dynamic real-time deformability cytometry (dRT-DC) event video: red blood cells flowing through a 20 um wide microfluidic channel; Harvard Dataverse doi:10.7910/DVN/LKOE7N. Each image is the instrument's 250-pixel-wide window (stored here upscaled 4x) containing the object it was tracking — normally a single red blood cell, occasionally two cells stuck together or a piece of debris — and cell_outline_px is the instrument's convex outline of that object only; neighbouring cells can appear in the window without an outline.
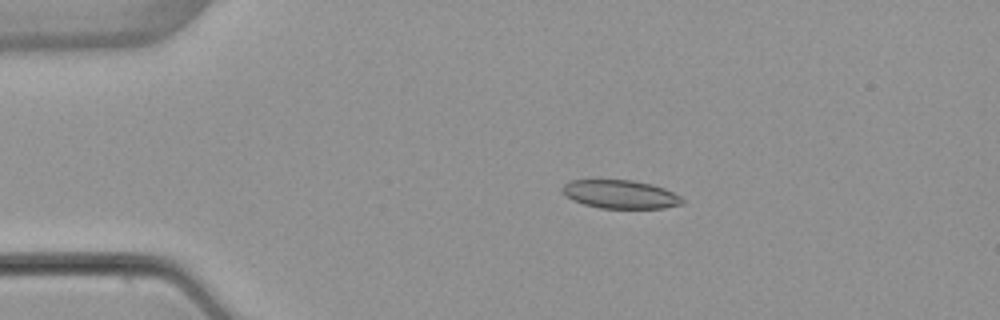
{"species": "common noctule bat (a hibernating species)", "species_latin": "Nyctalus noctula", "temperature_condition": "warm", "stored_images_in_passage": 5, "camera_frame_rate_fps": 3000, "um_per_image_px": 0.085, "animal": {"sex": "female", "body_mass_g": 22.7, "forearm_length_mm": 54.2}, "frame": {"image": 1, "passage_image": 2, "time_ms": 1.333, "image_size_px": [1000, 320], "cell_outline_px": [[684, 204], [664, 208], [600, 208], [584, 204], [572, 200], [560, 188], [564, 184], [572, 180], [632, 180], [652, 184], [664, 188], [680, 196], [684, 200]], "centroid_in_image_um": [52.75, 16.51], "position_along_channel_um": 32.2, "area_um2": 19.83}}
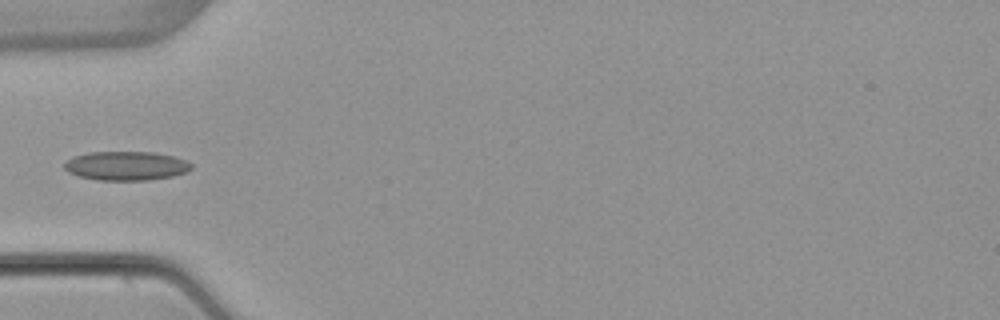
{"frame": {"image": 2, "passage_image": 4, "time_ms": 3.667, "image_size_px": [1000, 320], "cell_outline_px": [[192, 168], [188, 172], [172, 176], [148, 180], [96, 180], [80, 176], [68, 172], [64, 168], [64, 164], [72, 156], [88, 152], [156, 152], [172, 156], [184, 160], [192, 164]], "centroid_in_image_um": [10.72, 14.09], "position_along_channel_um": 74.3, "area_um2": 21.5}}
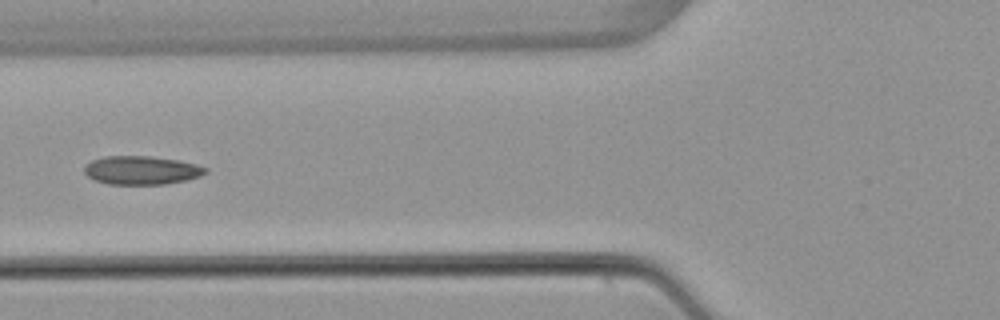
{"frame": {"image": 3, "passage_image": 5, "time_ms": 4.667, "image_size_px": [1000, 320], "cell_outline_px": [[208, 172], [200, 176], [184, 180], [164, 184], [108, 184], [96, 180], [88, 176], [84, 172], [84, 164], [92, 160], [104, 156], [152, 156], [180, 160], [196, 164], [208, 168]], "centroid_in_image_um": [12.03, 14.46], "position_along_channel_um": 113.8, "area_um2": 20.23}}